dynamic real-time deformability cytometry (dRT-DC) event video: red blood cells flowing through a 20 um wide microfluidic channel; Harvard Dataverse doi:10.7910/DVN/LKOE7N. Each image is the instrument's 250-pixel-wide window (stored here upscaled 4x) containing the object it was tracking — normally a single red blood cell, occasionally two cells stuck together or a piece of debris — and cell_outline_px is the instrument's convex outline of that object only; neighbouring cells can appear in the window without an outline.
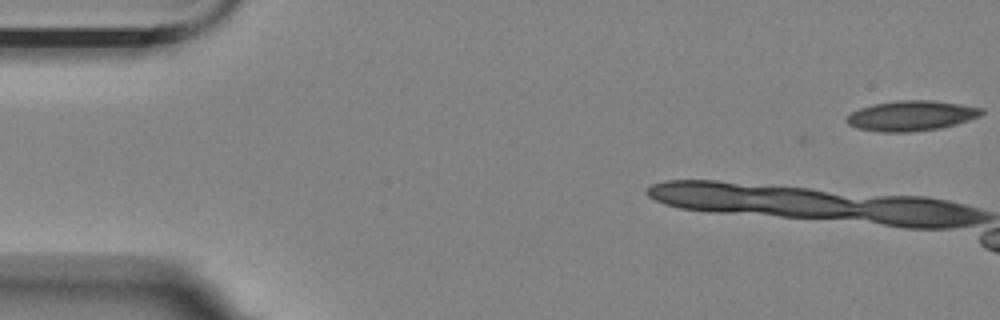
{"species": "Egyptian fruit bat (a non-hibernating species)", "species_latin": "Rousettus aegyptiacus", "temperature_condition": "room temperature", "stored_images_in_passage": 5, "camera_frame_rate_fps": 3000, "um_per_image_px": 0.085, "animal": {"sex": "female"}, "frame": {"image": 1, "passage_image": 1, "time_ms": 0.0, "image_size_px": [1000, 320], "cell_outline_px": [[984, 112], [980, 116], [956, 124], [940, 128], [912, 132], [880, 132], [856, 128], [848, 124], [844, 120], [852, 112], [860, 108], [872, 104], [896, 100], [932, 100], [960, 104], [984, 108]], "centroid_in_image_um": [77.45, 9.84], "position_along_channel_um": 7.5, "area_um2": 23.87}}